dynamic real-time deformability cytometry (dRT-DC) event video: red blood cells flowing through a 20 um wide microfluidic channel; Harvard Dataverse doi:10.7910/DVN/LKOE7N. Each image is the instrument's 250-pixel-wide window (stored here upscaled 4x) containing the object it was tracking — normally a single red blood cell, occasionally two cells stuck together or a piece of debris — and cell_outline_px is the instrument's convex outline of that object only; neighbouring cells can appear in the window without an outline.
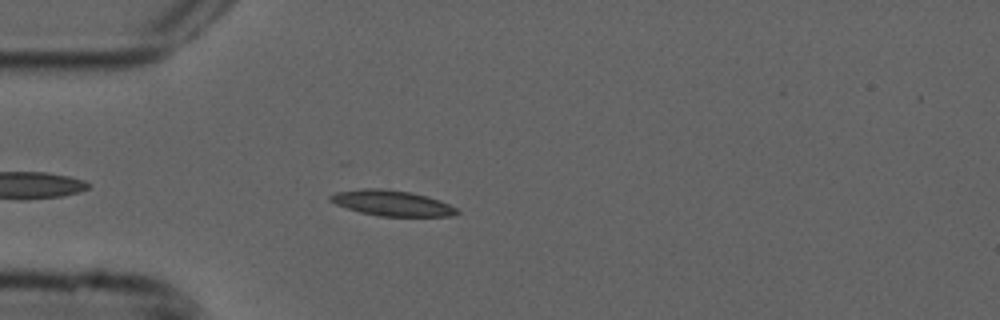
{"species": "common noctule bat (a hibernating species)", "species_latin": "Nyctalus noctula", "temperature_condition": "cold", "stored_images_in_passage": 34, "camera_frame_rate_fps": 3000, "um_per_image_px": 0.085, "animal": {"sex": "male", "forearm_length_mm": 52.5}, "frame": {"image": 1, "passage_image": 5, "time_ms": 1.333, "image_size_px": [1000, 320], "cell_outline_px": [[460, 212], [452, 216], [380, 216], [360, 212], [336, 204], [328, 200], [328, 196], [336, 192], [364, 188], [380, 188], [412, 192], [428, 196], [440, 200], [456, 208]], "centroid_in_image_um": [33.31, 17.25], "position_along_channel_um": 51.7, "area_um2": 18.84}}
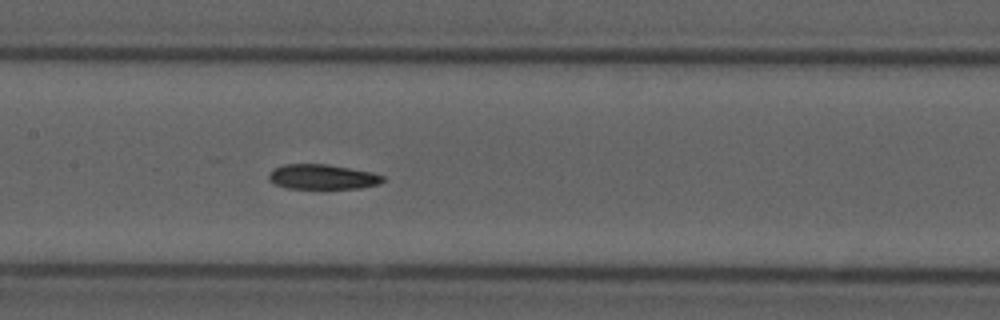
{"frame": {"image": 2, "passage_image": 16, "time_ms": 5.0, "image_size_px": [1000, 320], "cell_outline_px": [[384, 180], [380, 184], [360, 188], [284, 188], [268, 180], [268, 172], [272, 168], [284, 164], [328, 164], [372, 172], [384, 176]], "centroid_in_image_um": [27.37, 15.02], "position_along_channel_um": 180.0, "area_um2": 16.7}}
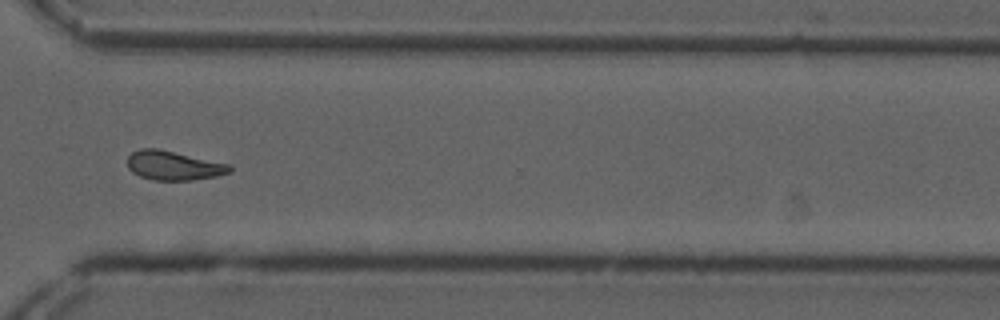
{"frame": {"image": 3, "passage_image": 30, "time_ms": 9.667, "image_size_px": [1000, 320], "cell_outline_px": [[232, 172], [216, 176], [192, 180], [152, 180], [140, 176], [132, 172], [128, 168], [128, 156], [132, 152], [140, 148], [156, 148], [228, 164], [232, 168]], "centroid_in_image_um": [14.72, 14.08], "position_along_channel_um": 355.9, "area_um2": 17.22}, "authors_computed_cell_mechanics": {"area_um2": 17.3978, "velocity_mm_per_s": 3.7799, "shape_relaxation_time_tau1_ms": null, "shape_relaxation_time_tau2_ms": 5.0451, "deformation_change_tau1": null, "deformation_change_tau2": 0.0941}}